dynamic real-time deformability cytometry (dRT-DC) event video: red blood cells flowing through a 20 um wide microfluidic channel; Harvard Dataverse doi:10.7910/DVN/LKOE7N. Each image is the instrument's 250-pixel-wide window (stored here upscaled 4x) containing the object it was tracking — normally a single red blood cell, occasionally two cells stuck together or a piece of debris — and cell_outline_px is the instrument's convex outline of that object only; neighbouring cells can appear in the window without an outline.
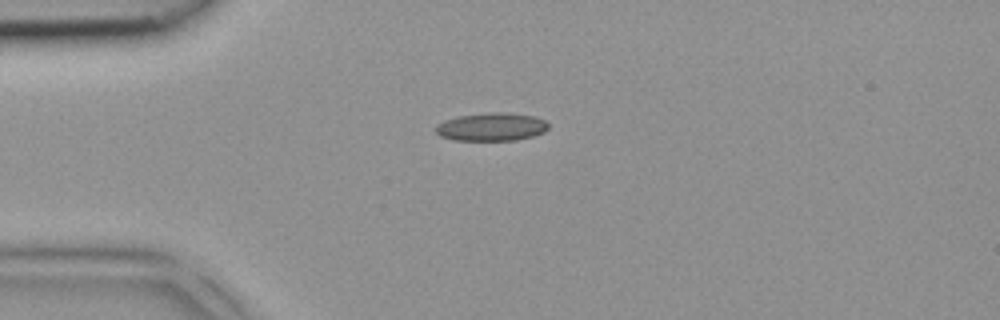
{"species": "common noctule bat (a hibernating species)", "species_latin": "Nyctalus noctula", "temperature_condition": "room temperature", "stored_images_in_passage": 1, "camera_frame_rate_fps": 3000, "um_per_image_px": 0.085, "animal": {"sex": "female", "body_mass_g": 18.4}, "frame": {"image": 1, "passage_image": 1, "time_ms": 0.0, "image_size_px": [1000, 320], "cell_outline_px": [[548, 128], [544, 132], [532, 136], [516, 140], [452, 140], [440, 136], [436, 132], [436, 124], [460, 116], [488, 112], [504, 112], [536, 116], [544, 120], [548, 124]], "centroid_in_image_um": [41.8, 10.78], "position_along_channel_um": 43.2, "area_um2": 18.38}}